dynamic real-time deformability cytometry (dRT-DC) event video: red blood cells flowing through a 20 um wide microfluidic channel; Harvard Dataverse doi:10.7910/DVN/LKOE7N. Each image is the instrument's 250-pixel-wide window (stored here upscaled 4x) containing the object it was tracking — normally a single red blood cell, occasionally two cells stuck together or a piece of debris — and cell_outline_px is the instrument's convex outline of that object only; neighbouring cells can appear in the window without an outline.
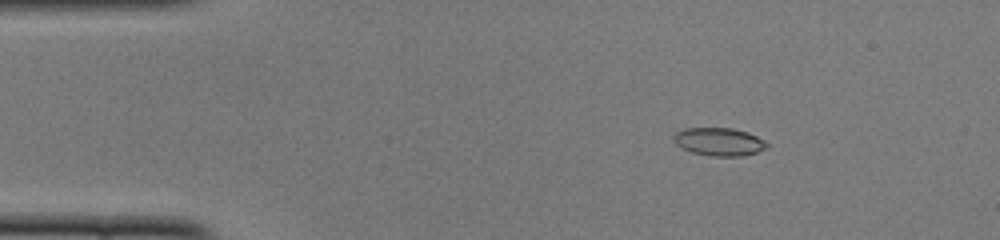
{"species": "common noctule bat (a hibernating species)", "species_latin": "Nyctalus noctula", "temperature_condition": "cold", "stored_images_in_passage": 49, "camera_frame_rate_fps": 3000, "um_per_image_px": 0.085, "animal": {"sex": "female", "body_mass_g": 22.0, "forearm_length_mm": 56.7}, "frame": {"image": 1, "passage_image": 7, "time_ms": 2.0, "image_size_px": [1000, 240], "cell_outline_px": [[768, 148], [756, 152], [740, 156], [712, 156], [692, 152], [676, 144], [672, 136], [676, 132], [684, 128], [732, 128], [748, 132], [764, 140], [768, 144]], "centroid_in_image_um": [61.13, 12.04], "position_along_channel_um": 23.9, "area_um2": 15.14}}
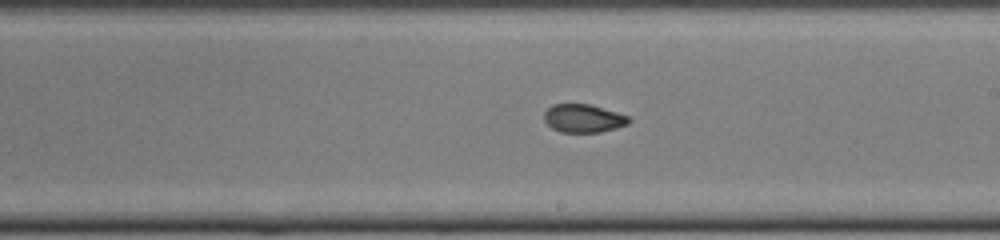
{"frame": {"image": 2, "passage_image": 28, "time_ms": 9.0, "image_size_px": [1000, 240], "cell_outline_px": [[632, 120], [628, 124], [616, 128], [600, 132], [560, 132], [552, 128], [544, 120], [544, 112], [552, 104], [588, 104], [616, 112], [628, 116]], "centroid_in_image_um": [49.58, 10.06], "position_along_channel_um": 239.4, "area_um2": 13.87}}
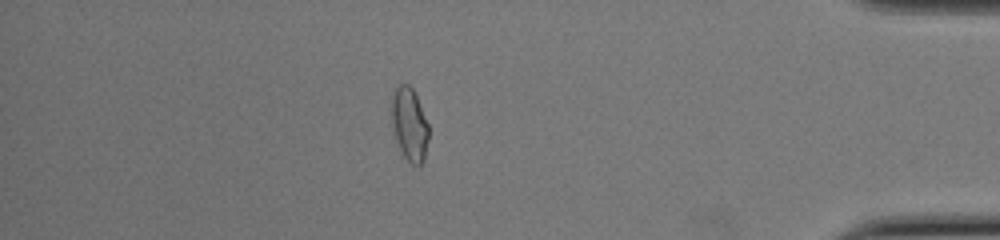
{"frame": {"image": 3, "passage_image": 43, "time_ms": 14.0, "image_size_px": [1000, 240], "cell_outline_px": [[428, 140], [424, 160], [420, 164], [412, 164], [404, 156], [396, 140], [392, 128], [392, 96], [396, 88], [400, 84], [408, 84], [412, 88], [416, 96], [428, 124]], "centroid_in_image_um": [34.8, 10.57], "position_along_channel_um": 400.4, "area_um2": 15.49}, "authors_computed_cell_mechanics": {"area_um2": 14.8546, "velocity_mm_per_s": 4.0237, "shape_relaxation_time_tau1_ms": null, "shape_relaxation_time_tau2_ms": 1.0435, "deformation_change_tau1": null, "deformation_change_tau2": 0.0506}}